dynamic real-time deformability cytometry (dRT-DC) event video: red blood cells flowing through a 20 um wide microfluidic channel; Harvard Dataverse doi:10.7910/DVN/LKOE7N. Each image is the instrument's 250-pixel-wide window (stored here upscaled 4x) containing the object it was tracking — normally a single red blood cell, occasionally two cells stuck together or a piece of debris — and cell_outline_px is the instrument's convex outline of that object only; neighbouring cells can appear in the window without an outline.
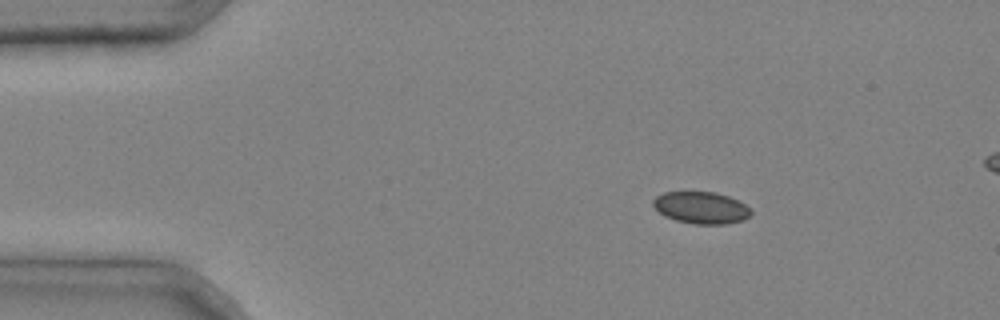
{"species": "common noctule bat (a hibernating species)", "species_latin": "Nyctalus noctula", "temperature_condition": "cold", "stored_images_in_passage": 5, "camera_frame_rate_fps": 3000, "um_per_image_px": 0.085, "animal": {"sex": "male", "body_mass_g": 20.4}, "frame": {"image": 1, "passage_image": 1, "time_ms": 0.0, "image_size_px": [1000, 320], "cell_outline_px": [[752, 212], [744, 220], [724, 224], [692, 224], [676, 220], [664, 216], [652, 204], [652, 200], [656, 196], [664, 192], [716, 192], [728, 196], [744, 204]], "centroid_in_image_um": [59.57, 17.65], "position_along_channel_um": 25.4, "area_um2": 18.09}}
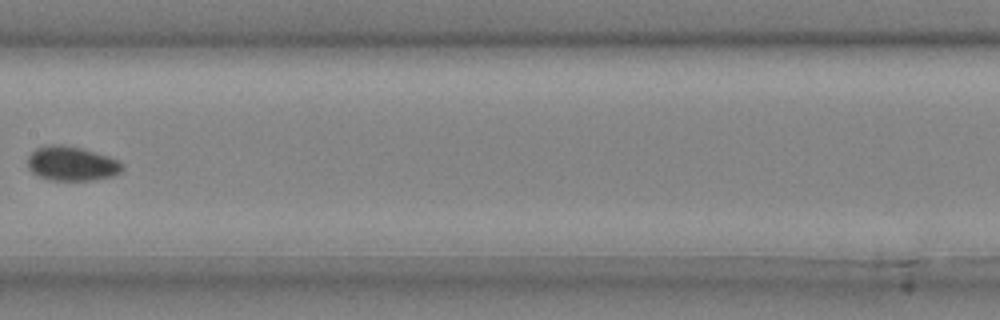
{"frame": {"image": 2, "passage_image": 5, "time_ms": 1.333, "image_size_px": [1000, 320], "cell_outline_px": [[124, 168], [120, 172], [112, 176], [96, 180], [52, 180], [40, 176], [32, 172], [28, 168], [28, 156], [36, 148], [48, 144], [60, 144], [80, 148], [116, 160]], "centroid_in_image_um": [6.04, 13.91], "position_along_channel_um": 201.4, "area_um2": 18.61}}